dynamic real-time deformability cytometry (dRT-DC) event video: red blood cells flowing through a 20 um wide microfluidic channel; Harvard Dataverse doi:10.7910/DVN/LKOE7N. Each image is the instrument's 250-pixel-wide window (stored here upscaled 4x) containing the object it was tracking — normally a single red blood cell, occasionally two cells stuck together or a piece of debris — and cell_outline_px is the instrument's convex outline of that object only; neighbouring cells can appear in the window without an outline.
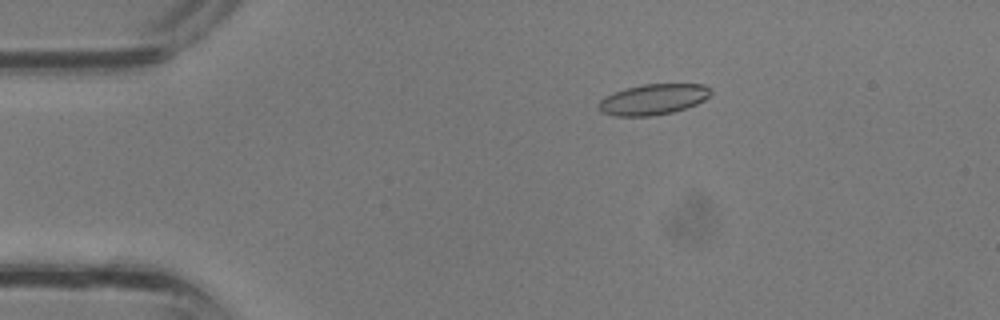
{"species": "common noctule bat (a hibernating species)", "species_latin": "Nyctalus noctula", "temperature_condition": "room temperature", "stored_images_in_passage": 29, "camera_frame_rate_fps": 3000, "um_per_image_px": 0.085, "animal": {"sex": "male", "body_mass_g": 13.3}, "frame": {"image": 1, "passage_image": 1, "time_ms": 0.0, "image_size_px": [1000, 320], "cell_outline_px": [[712, 92], [704, 100], [696, 104], [672, 112], [652, 116], [616, 116], [600, 112], [596, 108], [596, 104], [604, 96], [612, 92], [624, 88], [640, 84], [704, 84], [712, 88]], "centroid_in_image_um": [55.46, 8.44], "position_along_channel_um": 29.5, "area_um2": 20.4}}
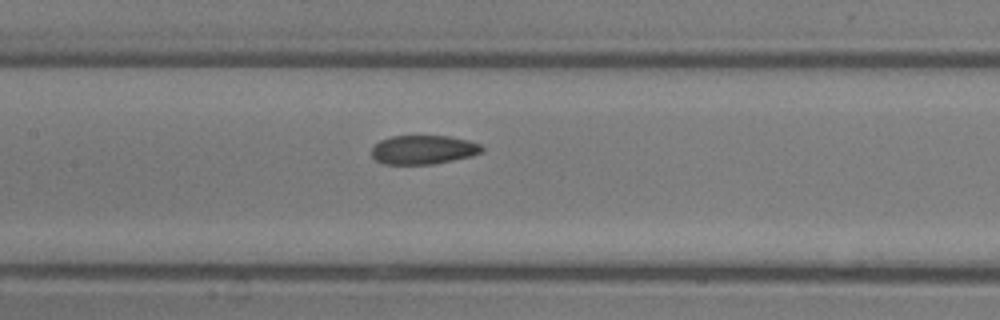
{"frame": {"image": 2, "passage_image": 11, "time_ms": 3.333, "image_size_px": [1000, 320], "cell_outline_px": [[484, 152], [472, 156], [432, 164], [384, 164], [376, 160], [372, 156], [372, 148], [380, 140], [392, 136], [452, 136], [468, 140], [480, 144], [484, 148]], "centroid_in_image_um": [36.02, 12.72], "position_along_channel_um": 171.4, "area_um2": 18.67}}
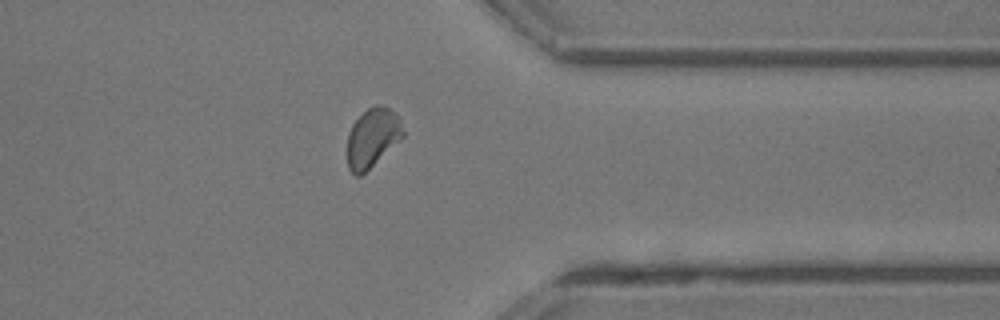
{"frame": {"image": 3, "passage_image": 22, "time_ms": 7.0, "image_size_px": [1000, 320], "cell_outline_px": [[404, 136], [360, 176], [356, 176], [348, 168], [348, 132], [352, 124], [368, 108], [376, 104], [380, 104], [388, 108], [400, 120], [404, 132]], "centroid_in_image_um": [31.64, 11.7], "position_along_channel_um": 379.8, "area_um2": 18.73}}